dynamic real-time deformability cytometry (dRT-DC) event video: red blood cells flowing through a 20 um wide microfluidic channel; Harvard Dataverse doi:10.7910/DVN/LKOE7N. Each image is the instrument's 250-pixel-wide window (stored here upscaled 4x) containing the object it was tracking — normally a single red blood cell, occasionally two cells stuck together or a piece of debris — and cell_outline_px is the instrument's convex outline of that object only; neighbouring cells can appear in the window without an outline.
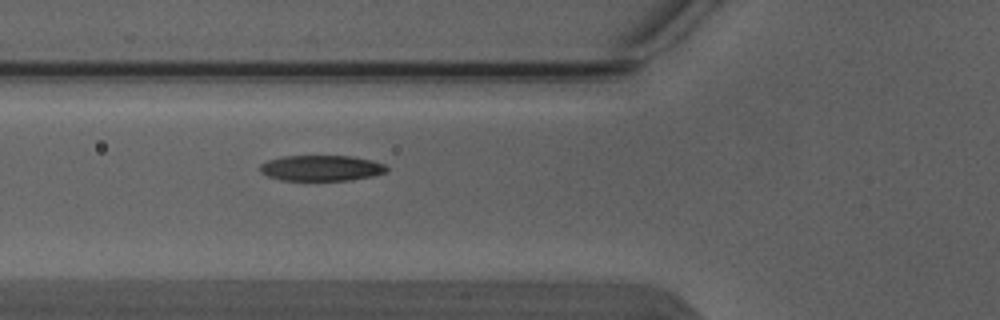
{"species": "Egyptian fruit bat (a non-hibernating species)", "species_latin": "Rousettus aegyptiacus", "temperature_condition": "warm", "stored_images_in_passage": 3, "segment_of_instrument_passage": [1, 2], "camera_frame_rate_fps": 3000, "um_per_image_px": 0.085, "animal": {"sex": "male"}, "frame": {"image": 1, "passage_image": 2, "time_ms": 0.333, "image_size_px": [1000, 320], "cell_outline_px": [[388, 168], [384, 172], [372, 176], [352, 180], [280, 180], [268, 176], [260, 172], [260, 164], [268, 160], [280, 156], [352, 156], [372, 160], [384, 164]], "centroid_in_image_um": [27.29, 14.28], "position_along_channel_um": 98.5, "area_um2": 18.96}}